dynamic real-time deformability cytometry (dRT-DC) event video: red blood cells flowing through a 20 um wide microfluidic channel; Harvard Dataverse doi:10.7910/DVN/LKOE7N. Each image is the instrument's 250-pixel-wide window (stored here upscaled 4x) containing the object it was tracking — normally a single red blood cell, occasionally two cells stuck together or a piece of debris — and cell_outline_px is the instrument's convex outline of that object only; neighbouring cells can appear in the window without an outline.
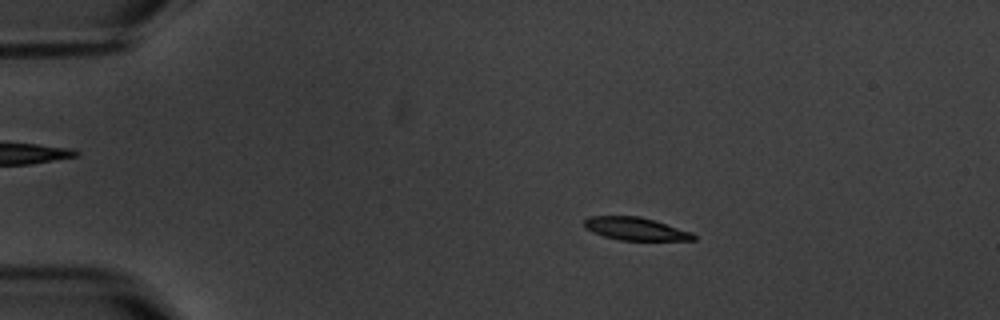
{"species": "common noctule bat (a hibernating species)", "species_latin": "Nyctalus noctula", "temperature_condition": "warm", "stored_images_in_passage": 5, "segment_of_instrument_passage": [1, 2], "camera_frame_rate_fps": 3000, "um_per_image_px": 0.085, "animal": {"sex": "male", "body_mass_g": 20.1, "forearm_length_mm": 53.5}, "frame": {"image": 1, "passage_image": 2, "time_ms": 1.333, "image_size_px": [1000, 320], "cell_outline_px": [[696, 240], [620, 240], [604, 236], [592, 232], [584, 228], [584, 220], [588, 216], [640, 216], [692, 232], [696, 236]], "centroid_in_image_um": [53.99, 19.45], "position_along_channel_um": 31.0, "area_um2": 14.51}}